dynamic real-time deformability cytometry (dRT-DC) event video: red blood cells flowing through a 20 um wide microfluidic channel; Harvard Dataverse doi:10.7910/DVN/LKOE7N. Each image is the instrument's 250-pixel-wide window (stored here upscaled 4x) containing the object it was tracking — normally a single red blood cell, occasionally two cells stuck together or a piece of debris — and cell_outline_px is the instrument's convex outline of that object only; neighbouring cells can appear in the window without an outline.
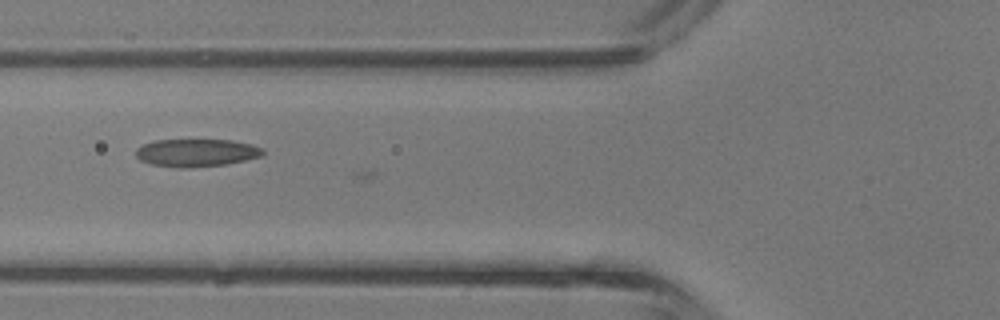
{"species": "common noctule bat (a hibernating species)", "species_latin": "Nyctalus noctula", "temperature_condition": "room temperature", "stored_images_in_passage": 11, "camera_frame_rate_fps": 3000, "um_per_image_px": 0.085, "animal": {"sex": "male", "body_mass_g": 13.3}, "frame": {"image": 1, "passage_image": 8, "time_ms": 2.333, "image_size_px": [1000, 320], "cell_outline_px": [[264, 156], [228, 164], [192, 168], [180, 168], [148, 164], [140, 160], [136, 156], [136, 148], [144, 144], [156, 140], [232, 140], [252, 144], [264, 148]], "centroid_in_image_um": [16.73, 12.99], "position_along_channel_um": 109.1, "area_um2": 20.87}}
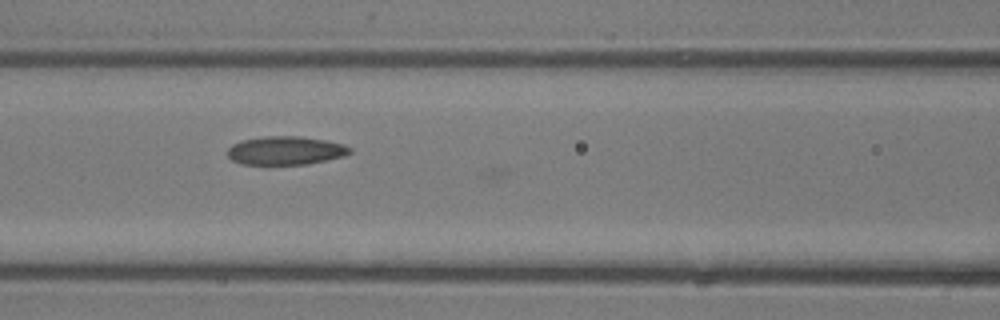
{"frame": {"image": 2, "passage_image": 10, "time_ms": 3.0, "image_size_px": [1000, 320], "cell_outline_px": [[352, 152], [344, 156], [308, 164], [244, 164], [232, 160], [228, 156], [228, 148], [232, 144], [240, 140], [264, 136], [300, 136], [324, 140], [344, 144], [352, 148]], "centroid_in_image_um": [24.28, 12.79], "position_along_channel_um": 142.3, "area_um2": 20.35}}